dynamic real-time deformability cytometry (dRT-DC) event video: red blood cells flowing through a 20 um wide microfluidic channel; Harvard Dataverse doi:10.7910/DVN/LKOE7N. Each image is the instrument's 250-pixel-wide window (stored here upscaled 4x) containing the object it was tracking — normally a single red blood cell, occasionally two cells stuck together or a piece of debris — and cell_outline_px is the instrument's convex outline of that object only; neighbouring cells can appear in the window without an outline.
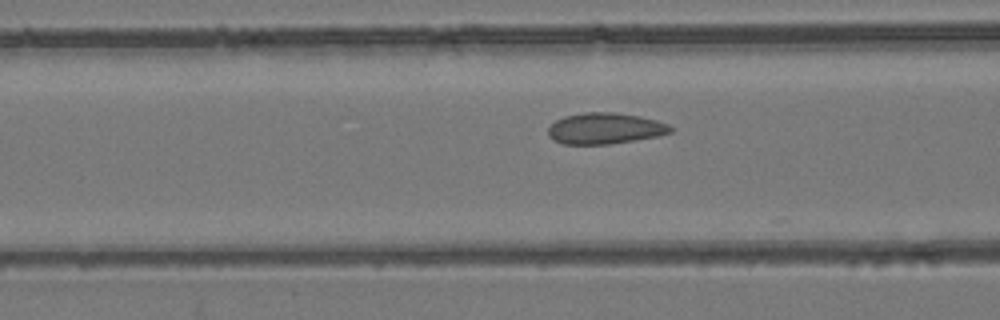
{"species": "common noctule bat (a hibernating species)", "species_latin": "Nyctalus noctula", "temperature_condition": "room temperature", "stored_images_in_passage": 49, "camera_frame_rate_fps": 3000, "um_per_image_px": 0.085, "animal": {"sex": "female", "body_mass_g": 24.6, "forearm_length_mm": 56.2}, "frame": {"image": 1, "passage_image": 20, "time_ms": 6.333, "image_size_px": [1000, 320], "cell_outline_px": [[672, 132], [656, 136], [608, 144], [564, 144], [552, 140], [548, 136], [548, 128], [556, 120], [564, 116], [584, 112], [612, 112], [640, 116], [656, 120], [668, 124], [672, 128]], "centroid_in_image_um": [51.39, 10.91], "position_along_channel_um": 115.2, "area_um2": 22.08}}
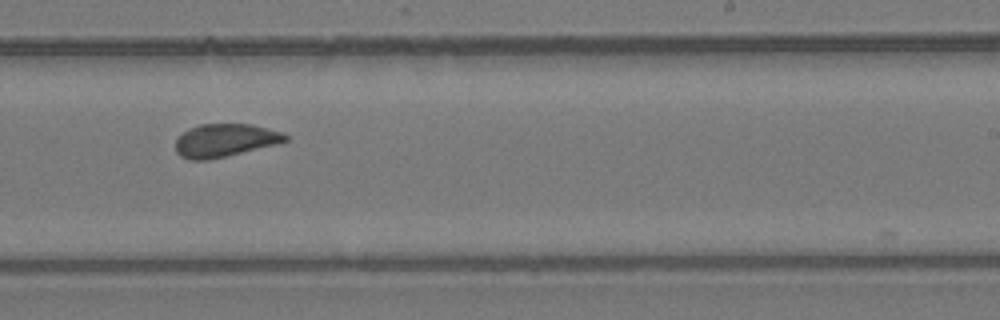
{"frame": {"image": 2, "passage_image": 32, "time_ms": 10.333, "image_size_px": [1000, 320], "cell_outline_px": [[288, 140], [276, 144], [208, 160], [192, 160], [180, 156], [176, 152], [176, 140], [188, 128], [200, 124], [252, 124], [284, 132], [288, 136]], "centroid_in_image_um": [19.13, 11.92], "position_along_channel_um": 269.9, "area_um2": 21.04}}
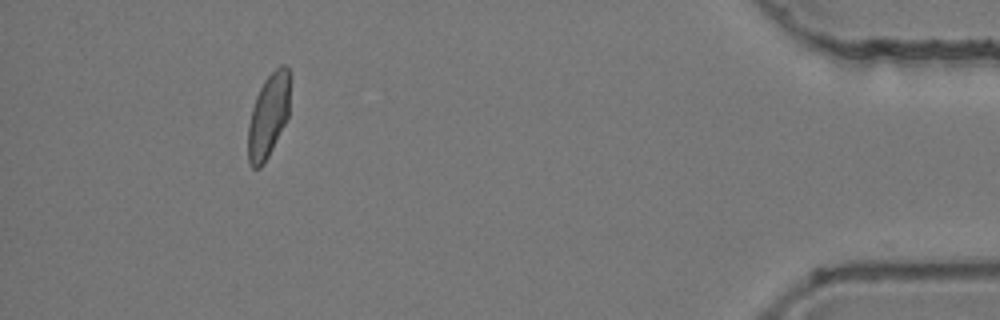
{"frame": {"image": 3, "passage_image": 48, "time_ms": 15.667, "image_size_px": [1000, 320], "cell_outline_px": [[288, 116], [264, 164], [260, 168], [252, 168], [248, 164], [248, 124], [252, 108], [256, 96], [264, 80], [280, 64], [284, 64], [288, 68]], "centroid_in_image_um": [22.77, 9.87], "position_along_channel_um": 412.4, "area_um2": 20.11}, "authors_computed_cell_mechanics": {"area_um2": 21.9062, "velocity_mm_per_s": 3.8809, "shape_relaxation_time_tau1_ms": null, "shape_relaxation_time_tau2_ms": 0.6925, "deformation_change_tau1": null, "deformation_change_tau2": 0.062}}